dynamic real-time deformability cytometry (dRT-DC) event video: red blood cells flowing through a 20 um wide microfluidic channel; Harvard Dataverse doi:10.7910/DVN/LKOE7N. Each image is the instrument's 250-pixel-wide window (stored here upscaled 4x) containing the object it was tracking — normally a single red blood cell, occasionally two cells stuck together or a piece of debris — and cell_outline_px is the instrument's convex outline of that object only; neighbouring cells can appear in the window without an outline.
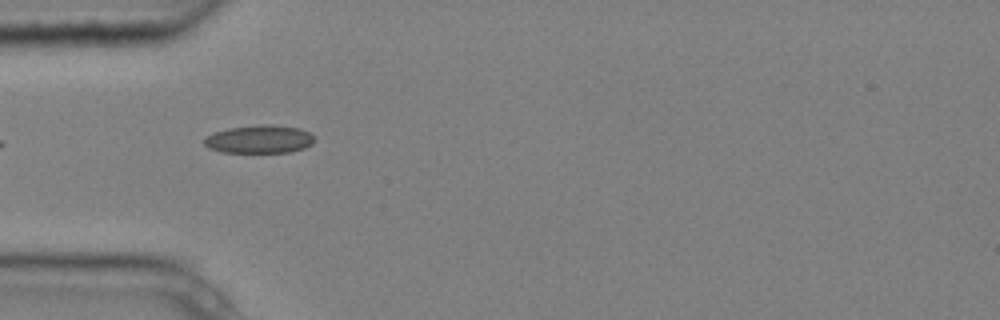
{"species": "common noctule bat (a hibernating species)", "species_latin": "Nyctalus noctula", "temperature_condition": "cold", "stored_images_in_passage": 7, "camera_frame_rate_fps": 3000, "um_per_image_px": 0.085, "animal": {"sex": "male", "body_mass_g": 20.4}, "frame": {"image": 1, "passage_image": 5, "time_ms": 1.333, "image_size_px": [1000, 320], "cell_outline_px": [[316, 140], [312, 144], [304, 148], [288, 152], [220, 152], [208, 148], [204, 144], [204, 136], [228, 128], [264, 124], [272, 124], [300, 128], [316, 136]], "centroid_in_image_um": [22.07, 11.83], "position_along_channel_um": 62.9, "area_um2": 18.21}}
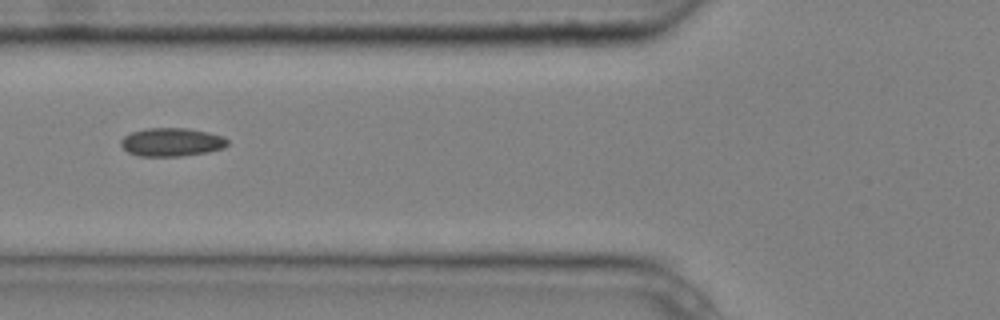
{"frame": {"image": 2, "passage_image": 6, "time_ms": 1.667, "image_size_px": [1000, 320], "cell_outline_px": [[228, 144], [224, 148], [208, 152], [180, 156], [140, 156], [128, 152], [120, 144], [120, 140], [124, 136], [132, 132], [144, 128], [188, 128], [208, 132], [224, 136], [228, 140]], "centroid_in_image_um": [14.6, 12.07], "position_along_channel_um": 111.2, "area_um2": 17.74}}
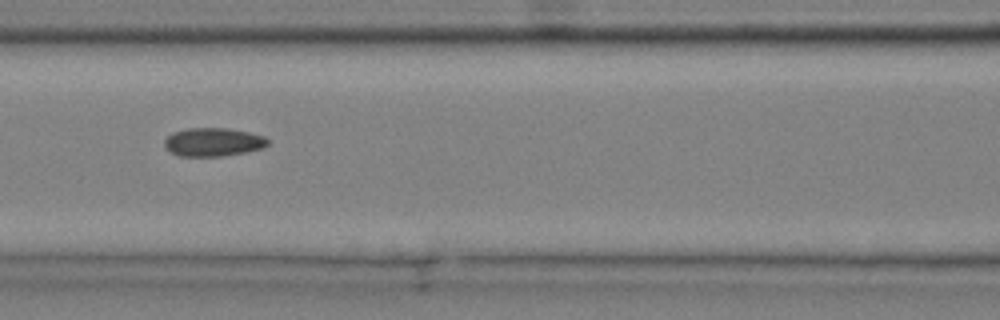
{"frame": {"image": 3, "passage_image": 7, "time_ms": 2.0, "image_size_px": [1000, 320], "cell_outline_px": [[268, 144], [264, 148], [224, 156], [180, 156], [164, 148], [164, 140], [172, 132], [188, 128], [228, 128], [248, 132], [264, 136], [268, 140]], "centroid_in_image_um": [18.1, 12.07], "position_along_channel_um": 148.5, "area_um2": 17.17}}